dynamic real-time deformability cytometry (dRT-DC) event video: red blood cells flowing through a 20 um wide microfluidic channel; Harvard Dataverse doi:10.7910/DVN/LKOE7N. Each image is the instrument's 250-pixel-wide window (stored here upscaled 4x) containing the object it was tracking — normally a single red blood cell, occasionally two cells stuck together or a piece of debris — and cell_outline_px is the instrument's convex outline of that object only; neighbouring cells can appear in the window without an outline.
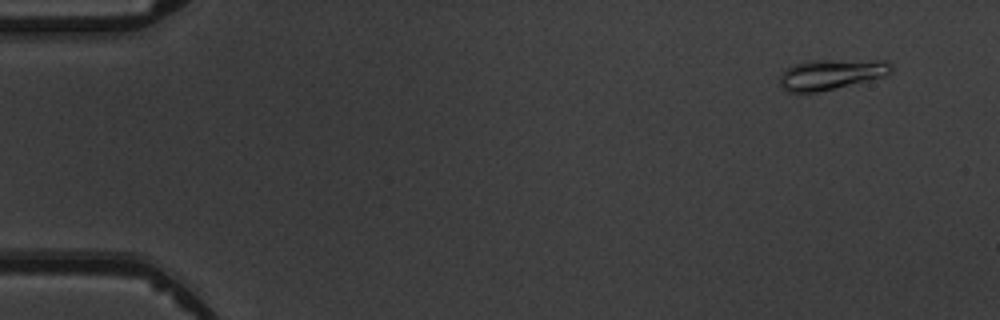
{"species": "common noctule bat (a hibernating species)", "species_latin": "Nyctalus noctula", "temperature_condition": "warm", "stored_images_in_passage": 7, "camera_frame_rate_fps": 3000, "um_per_image_px": 0.085, "animal": {"sex": "male", "body_mass_g": 19.5, "forearm_length_mm": 54.6}, "frame": {"image": 1, "passage_image": 1, "time_ms": 0.0, "image_size_px": [1000, 320], "cell_outline_px": [[892, 72], [884, 76], [816, 92], [788, 92], [780, 84], [780, 76], [784, 68], [808, 60], [884, 60], [892, 64]], "centroid_in_image_um": [70.63, 6.3], "position_along_channel_um": 14.4, "area_um2": 19.54}}
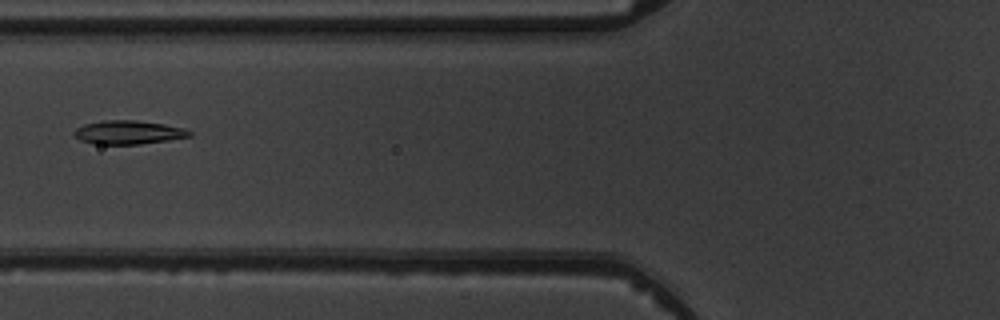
{"frame": {"image": 2, "passage_image": 6, "time_ms": 5.667, "image_size_px": [1000, 320], "cell_outline_px": [[192, 136], [168, 140], [140, 144], [96, 144], [80, 140], [72, 132], [76, 128], [84, 124], [104, 120], [136, 120], [164, 124], [184, 128], [192, 132]], "centroid_in_image_um": [10.91, 11.24], "position_along_channel_um": 114.9, "area_um2": 15.9}}
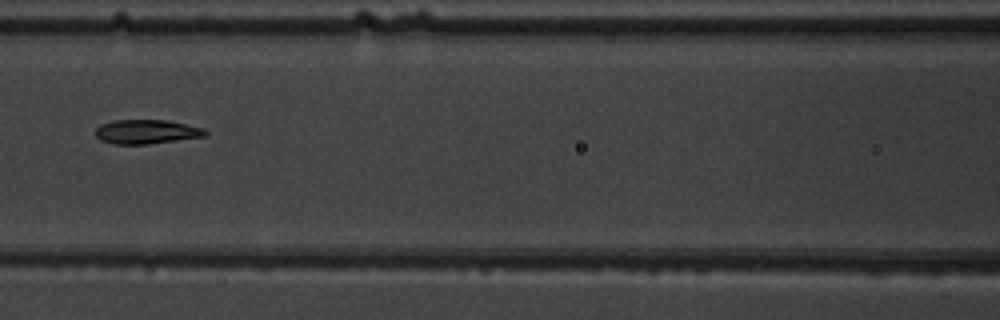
{"frame": {"image": 3, "passage_image": 7, "time_ms": 6.667, "image_size_px": [1000, 320], "cell_outline_px": [[208, 132], [204, 136], [148, 144], [112, 144], [100, 140], [96, 136], [96, 128], [100, 124], [112, 120], [168, 120], [204, 128]], "centroid_in_image_um": [12.42, 11.19], "position_along_channel_um": 154.2, "area_um2": 15.49}}